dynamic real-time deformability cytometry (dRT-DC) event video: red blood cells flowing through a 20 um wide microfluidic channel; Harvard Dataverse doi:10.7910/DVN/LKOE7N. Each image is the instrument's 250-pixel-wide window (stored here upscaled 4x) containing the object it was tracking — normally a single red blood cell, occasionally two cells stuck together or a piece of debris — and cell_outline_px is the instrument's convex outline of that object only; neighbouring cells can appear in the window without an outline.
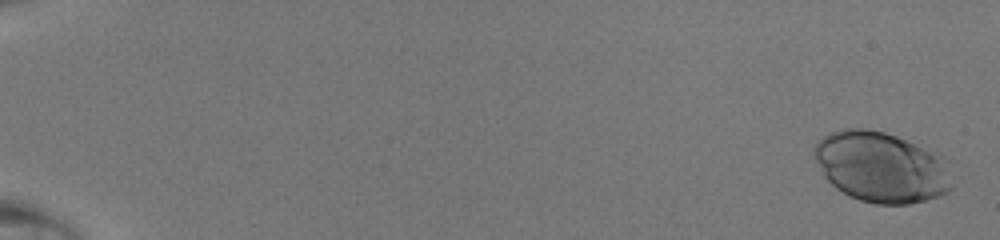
{"species": "human", "species_latin": "Homo sapiens", "temperature_condition": "room temperature", "stored_images_in_passage": 49, "camera_frame_rate_fps": 3000, "um_per_image_px": 0.085, "donor": {"sex": "male"}, "frame": {"image": 1, "passage_image": 2, "time_ms": 0.333, "image_size_px": [1000, 240], "cell_outline_px": [[952, 188], [936, 196], [924, 200], [908, 204], [876, 204], [860, 200], [848, 196], [836, 188], [824, 176], [812, 156], [812, 152], [816, 144], [824, 136], [832, 132], [844, 128], [868, 128], [884, 132], [896, 136], [940, 156]], "centroid_in_image_um": [74.79, 14.2], "position_along_channel_um": 10.2, "area_um2": 55.66}}
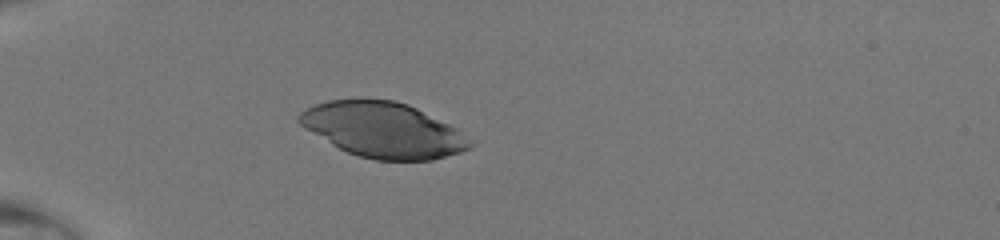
{"frame": {"image": 2, "passage_image": 17, "time_ms": 5.333, "image_size_px": [1000, 240], "cell_outline_px": [[476, 144], [472, 148], [460, 152], [432, 160], [376, 160], [360, 156], [348, 152], [332, 144], [304, 128], [296, 120], [296, 116], [300, 112], [316, 104], [328, 100], [356, 96], [364, 96], [396, 100], [408, 104], [460, 128]], "centroid_in_image_um": [32.61, 10.99], "position_along_channel_um": 52.4, "area_um2": 56.12}}